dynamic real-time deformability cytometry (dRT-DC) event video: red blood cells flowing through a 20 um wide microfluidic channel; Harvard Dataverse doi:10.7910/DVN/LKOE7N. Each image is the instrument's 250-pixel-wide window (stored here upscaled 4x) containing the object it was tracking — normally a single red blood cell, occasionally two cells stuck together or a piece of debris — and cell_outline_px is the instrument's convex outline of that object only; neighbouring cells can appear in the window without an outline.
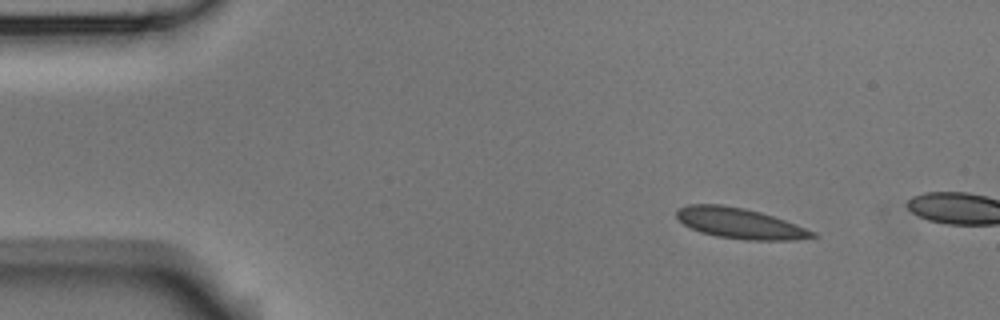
{"species": "Egyptian fruit bat (a non-hibernating species)", "species_latin": "Rousettus aegyptiacus", "temperature_condition": "room temperature", "stored_images_in_passage": 2, "camera_frame_rate_fps": 3000, "um_per_image_px": 0.085, "animal": {"sex": "male"}, "frame": {"image": 1, "passage_image": 1, "time_ms": 0.0, "image_size_px": [1000, 320], "cell_outline_px": [[820, 236], [796, 240], [744, 240], [716, 236], [700, 232], [684, 224], [676, 216], [676, 208], [688, 204], [720, 204], [744, 208], [760, 212], [796, 224], [816, 232]], "centroid_in_image_um": [62.89, 18.98], "position_along_channel_um": 22.1, "area_um2": 24.28}}